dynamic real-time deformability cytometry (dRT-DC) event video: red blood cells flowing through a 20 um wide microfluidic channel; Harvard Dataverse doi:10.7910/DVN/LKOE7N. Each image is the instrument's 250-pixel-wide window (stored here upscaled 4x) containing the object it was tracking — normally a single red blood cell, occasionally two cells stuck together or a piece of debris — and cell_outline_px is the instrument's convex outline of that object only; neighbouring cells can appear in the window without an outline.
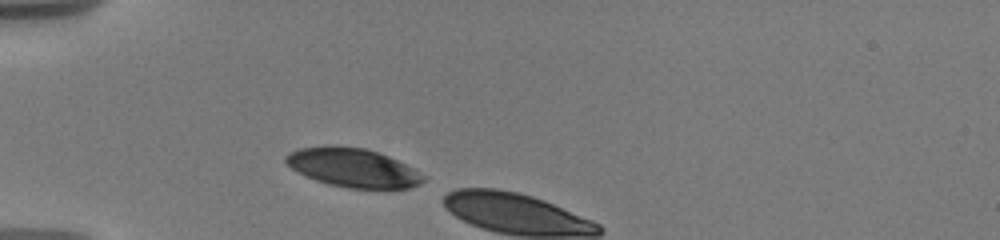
{"species": "human", "species_latin": "Homo sapiens", "temperature_condition": "warm", "stored_images_in_passage": 2, "camera_frame_rate_fps": 3000, "um_per_image_px": 0.085, "donor": {"sex": "male"}, "frame": {"image": 1, "passage_image": 1, "time_ms": 0.0, "image_size_px": [1000, 240], "cell_outline_px": [[428, 180], [420, 184], [408, 188], [348, 188], [328, 184], [316, 180], [292, 168], [284, 160], [284, 156], [300, 148], [364, 148], [388, 156], [412, 168], [424, 176]], "centroid_in_image_um": [30.06, 14.3], "position_along_channel_um": 54.9, "area_um2": 29.94}}